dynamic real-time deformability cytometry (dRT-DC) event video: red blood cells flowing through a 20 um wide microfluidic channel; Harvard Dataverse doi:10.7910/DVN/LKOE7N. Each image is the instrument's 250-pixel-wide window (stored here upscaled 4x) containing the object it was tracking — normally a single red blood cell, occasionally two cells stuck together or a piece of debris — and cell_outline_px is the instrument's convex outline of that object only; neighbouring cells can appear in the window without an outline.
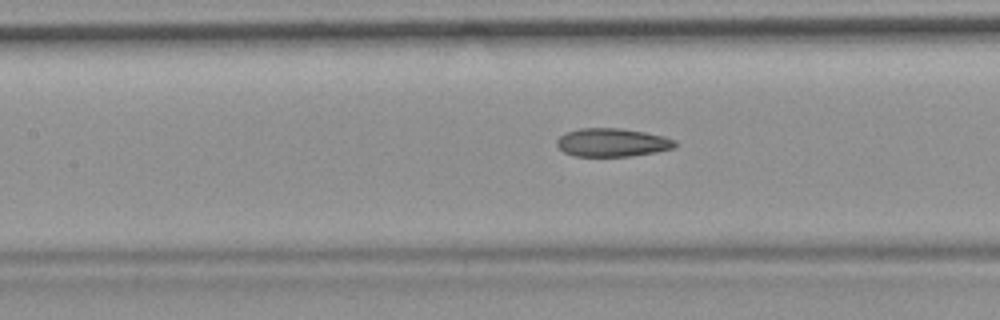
{"species": "common noctule bat (a hibernating species)", "species_latin": "Nyctalus noctula", "temperature_condition": "room temperature", "stored_images_in_passage": 54, "camera_frame_rate_fps": 3000, "um_per_image_px": 0.085, "animal": {"sex": "female", "body_mass_g": 19.9}, "frame": {"image": 1, "passage_image": 24, "time_ms": 7.667, "image_size_px": [1000, 320], "cell_outline_px": [[676, 144], [672, 148], [656, 152], [632, 156], [576, 156], [564, 152], [556, 144], [556, 140], [560, 136], [568, 132], [580, 128], [620, 128], [644, 132], [664, 136], [676, 140]], "centroid_in_image_um": [52.04, 12.11], "position_along_channel_um": 155.4, "area_um2": 19.42}, "authors_computed_cell_mechanics": {"area_um2": 20.0566, "velocity_mm_per_s": 3.7375, "shape_relaxation_time_tau1_ms": null, "shape_relaxation_time_tau2_ms": 3.757, "deformation_change_tau1": null, "deformation_change_tau2": 0.118}}